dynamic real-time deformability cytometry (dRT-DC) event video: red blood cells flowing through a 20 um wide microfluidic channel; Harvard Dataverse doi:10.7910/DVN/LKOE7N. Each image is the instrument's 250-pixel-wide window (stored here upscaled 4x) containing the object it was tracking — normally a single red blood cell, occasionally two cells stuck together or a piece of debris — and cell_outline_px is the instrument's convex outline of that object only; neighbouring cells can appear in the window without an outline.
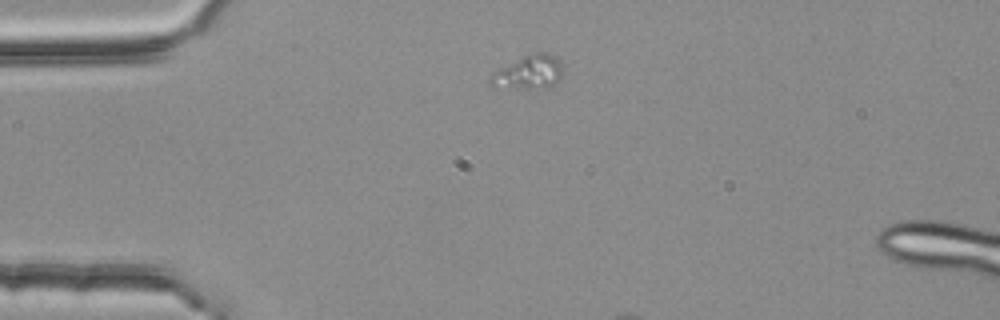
{"species": "common noctule bat (a hibernating species)", "species_latin": "Nyctalus noctula", "temperature_condition": "room temperature", "stored_images_in_passage": 4, "camera_frame_rate_fps": 3000, "um_per_image_px": 0.085, "animal": {"sex": "female", "body_mass_g": 25.1}, "frame": {"image": 1, "passage_image": 2, "time_ms": 0.333, "image_size_px": [1000, 320], "cell_outline_px": [[564, 72], [560, 80], [552, 88], [492, 88], [488, 84], [488, 76], [492, 72], [528, 52], [548, 52], [556, 56], [564, 64]], "centroid_in_image_um": [44.95, 6.14], "position_along_channel_um": 40.0, "area_um2": 15.32}}